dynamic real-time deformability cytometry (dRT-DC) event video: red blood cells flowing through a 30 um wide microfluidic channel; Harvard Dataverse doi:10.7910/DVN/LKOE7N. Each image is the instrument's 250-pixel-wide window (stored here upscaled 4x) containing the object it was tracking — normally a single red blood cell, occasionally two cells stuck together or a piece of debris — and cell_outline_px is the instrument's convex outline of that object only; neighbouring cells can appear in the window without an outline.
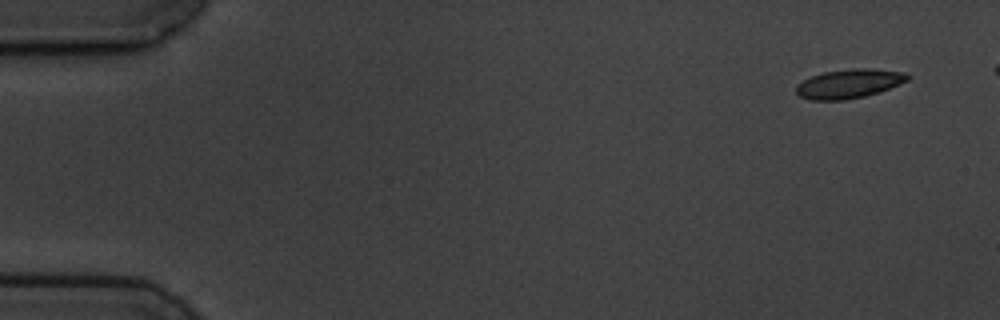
{"species": "common noctule bat (a hibernating species)", "species_latin": "Nyctalus noctula", "temperature_condition": "cold", "stored_images_in_passage": 6, "camera_frame_rate_fps": 3000, "um_per_image_px": 0.085, "animal": {"sex": "male", "body_mass_g": 19.5, "forearm_length_mm": 54.6}, "frame": {"image": 1, "passage_image": 1, "time_ms": 0.0, "image_size_px": [1000, 320], "cell_outline_px": [[912, 76], [908, 80], [900, 84], [864, 96], [844, 100], [812, 100], [800, 96], [796, 92], [796, 88], [804, 80], [812, 76], [824, 72], [852, 68], [872, 68], [904, 72]], "centroid_in_image_um": [72.2, 7.1], "position_along_channel_um": 12.8, "area_um2": 18.67}}
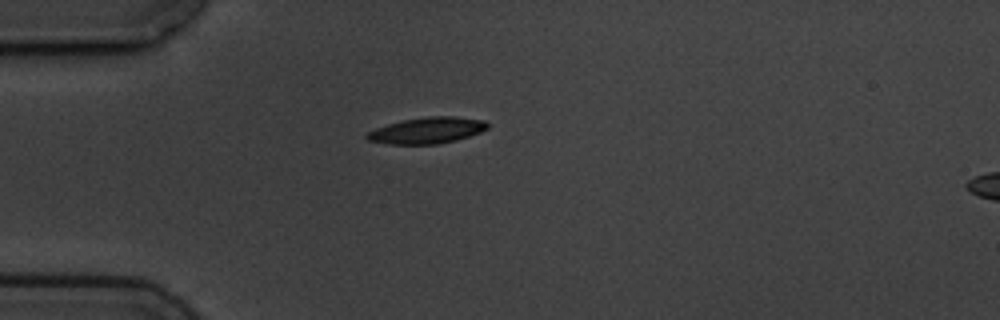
{"frame": {"image": 2, "passage_image": 6, "time_ms": 7.0, "image_size_px": [1000, 320], "cell_outline_px": [[488, 128], [480, 132], [456, 140], [436, 144], [388, 144], [368, 140], [364, 136], [368, 132], [376, 128], [388, 124], [404, 120], [428, 116], [452, 116], [484, 120], [488, 124]], "centroid_in_image_um": [36.29, 11.08], "position_along_channel_um": 48.7, "area_um2": 18.26}}